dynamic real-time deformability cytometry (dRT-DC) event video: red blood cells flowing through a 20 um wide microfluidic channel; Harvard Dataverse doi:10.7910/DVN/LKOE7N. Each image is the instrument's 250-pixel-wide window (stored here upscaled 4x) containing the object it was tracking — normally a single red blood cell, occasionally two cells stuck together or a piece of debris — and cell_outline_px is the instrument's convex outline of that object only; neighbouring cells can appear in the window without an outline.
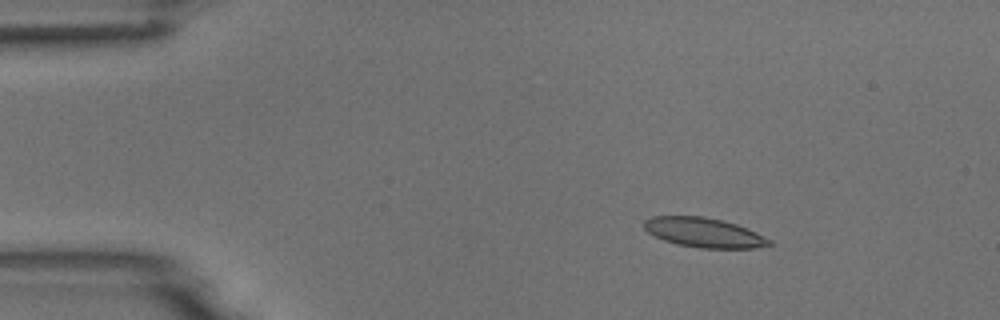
{"species": "common noctule bat (a hibernating species)", "species_latin": "Nyctalus noctula", "temperature_condition": "room temperature", "stored_images_in_passage": 5, "camera_frame_rate_fps": 3000, "um_per_image_px": 0.085, "animal": {"sex": "male", "body_mass_g": 18.8}, "frame": {"image": 1, "passage_image": 3, "time_ms": 2.333, "image_size_px": [1000, 320], "cell_outline_px": [[772, 244], [756, 248], [700, 248], [676, 244], [664, 240], [648, 232], [644, 228], [644, 220], [652, 216], [704, 216], [736, 224], [756, 232], [772, 240]], "centroid_in_image_um": [59.84, 19.77], "position_along_channel_um": 25.2, "area_um2": 21.5}}